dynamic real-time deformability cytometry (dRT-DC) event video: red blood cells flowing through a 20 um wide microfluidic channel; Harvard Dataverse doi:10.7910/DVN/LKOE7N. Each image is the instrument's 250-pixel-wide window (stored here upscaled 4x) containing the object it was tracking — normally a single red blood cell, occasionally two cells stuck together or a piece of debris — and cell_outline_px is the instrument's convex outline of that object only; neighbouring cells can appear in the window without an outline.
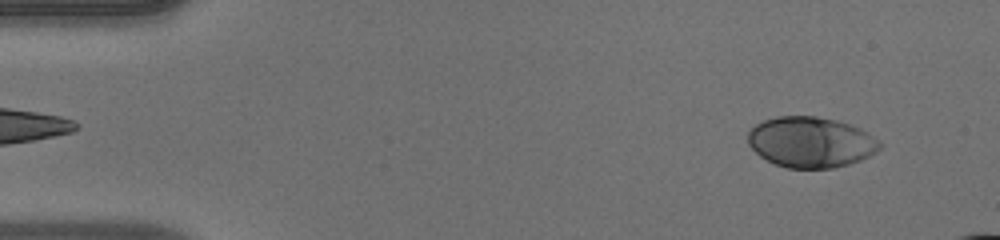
{"species": "human", "species_latin": "Homo sapiens", "temperature_condition": "warm", "stored_images_in_passage": 46, "camera_frame_rate_fps": 3000, "um_per_image_px": 0.085, "donor": {"sex": "male"}, "frame": {"image": 1, "passage_image": 3, "time_ms": 0.667, "image_size_px": [1000, 240], "cell_outline_px": [[880, 148], [876, 152], [860, 160], [848, 164], [832, 168], [788, 168], [776, 164], [760, 156], [748, 144], [748, 132], [756, 124], [764, 120], [776, 116], [816, 116], [836, 120], [860, 128], [872, 136], [880, 144]], "centroid_in_image_um": [68.89, 12.08], "position_along_channel_um": 16.1, "area_um2": 38.61}}
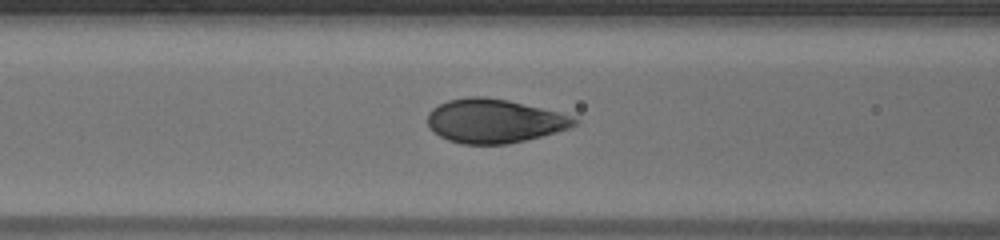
{"frame": {"image": 2, "passage_image": 19, "time_ms": 6.0, "image_size_px": [1000, 240], "cell_outline_px": [[580, 120], [576, 124], [568, 128], [556, 132], [508, 144], [460, 144], [448, 140], [432, 132], [428, 124], [428, 112], [432, 108], [448, 100], [468, 96], [484, 96], [508, 100], [572, 116]], "centroid_in_image_um": [41.97, 10.28], "position_along_channel_um": 124.6, "area_um2": 37.4}}
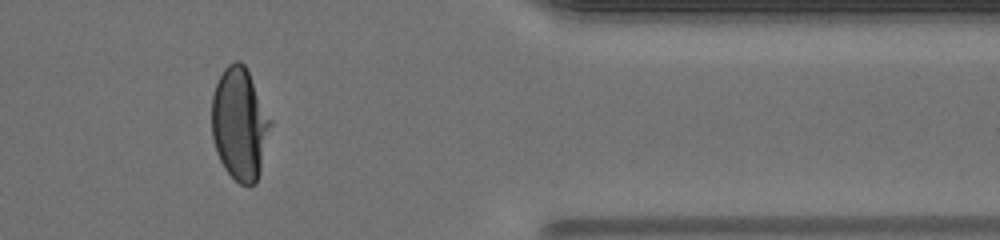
{"frame": {"image": 3, "passage_image": 40, "time_ms": 13.0, "image_size_px": [1000, 240], "cell_outline_px": [[272, 124], [260, 172], [256, 184], [240, 184], [224, 168], [216, 152], [212, 136], [212, 96], [216, 84], [224, 68], [228, 64], [236, 60], [240, 60], [244, 64], [272, 120]], "centroid_in_image_um": [20.38, 10.53], "position_along_channel_um": 391.0, "area_um2": 38.38}, "authors_computed_cell_mechanics": {"area_um2": 38.5815, "velocity_mm_per_s": 4.1122, "shape_relaxation_time_tau1_ms": 3.2035, "shape_relaxation_time_tau2_ms": null, "deformation_change_tau1": 0.1793, "deformation_change_tau2": null}}